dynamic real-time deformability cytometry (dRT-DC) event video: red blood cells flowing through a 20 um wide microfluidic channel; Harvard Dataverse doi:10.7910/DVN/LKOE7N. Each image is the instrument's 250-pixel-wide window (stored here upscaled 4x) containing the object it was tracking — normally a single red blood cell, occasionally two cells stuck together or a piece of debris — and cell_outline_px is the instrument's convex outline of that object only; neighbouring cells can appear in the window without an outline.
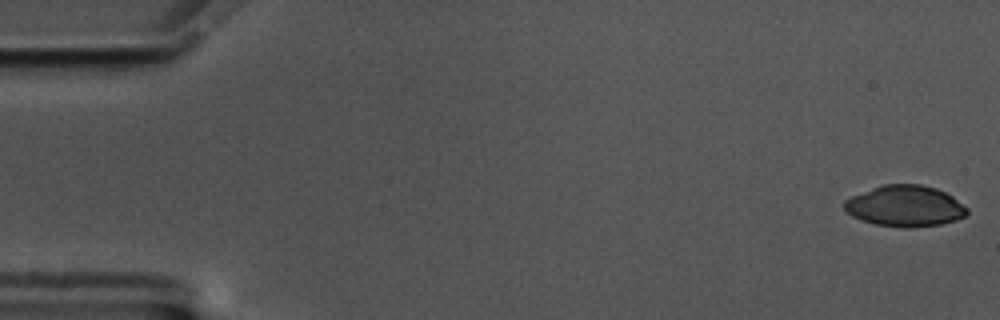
{"species": "common noctule bat (a hibernating species)", "species_latin": "Nyctalus noctula", "temperature_condition": "cold", "stored_images_in_passage": 58, "camera_frame_rate_fps": 3000, "um_per_image_px": 0.085, "animal": {"sex": "male", "body_mass_g": 17.5, "forearm_length_mm": 52.3}, "frame": {"image": 1, "passage_image": 1, "time_ms": 0.0, "image_size_px": [1000, 320], "cell_outline_px": [[968, 212], [964, 216], [956, 220], [940, 224], [912, 228], [904, 228], [876, 224], [852, 216], [844, 208], [844, 200], [852, 196], [880, 184], [920, 184], [936, 188], [952, 196], [968, 208]], "centroid_in_image_um": [76.93, 17.51], "position_along_channel_um": 8.1, "area_um2": 29.36}}
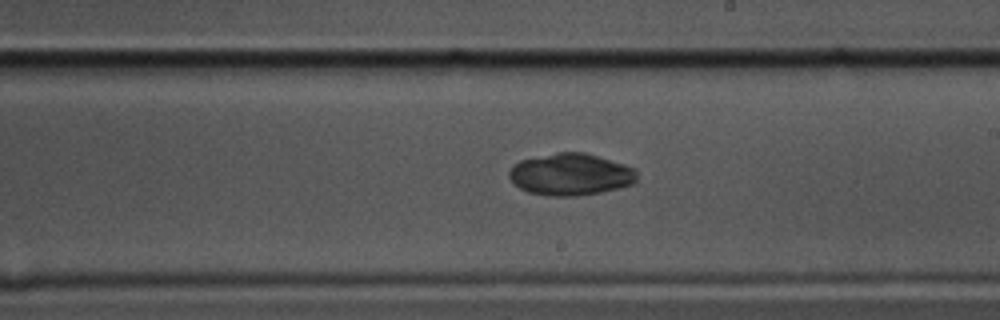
{"frame": {"image": 2, "passage_image": 33, "time_ms": 10.667, "image_size_px": [1000, 320], "cell_outline_px": [[636, 180], [632, 184], [600, 192], [576, 196], [552, 196], [528, 192], [520, 188], [508, 176], [508, 172], [512, 164], [520, 160], [556, 152], [584, 152], [624, 164], [636, 168]], "centroid_in_image_um": [48.48, 14.81], "position_along_channel_um": 240.5, "area_um2": 31.15}}
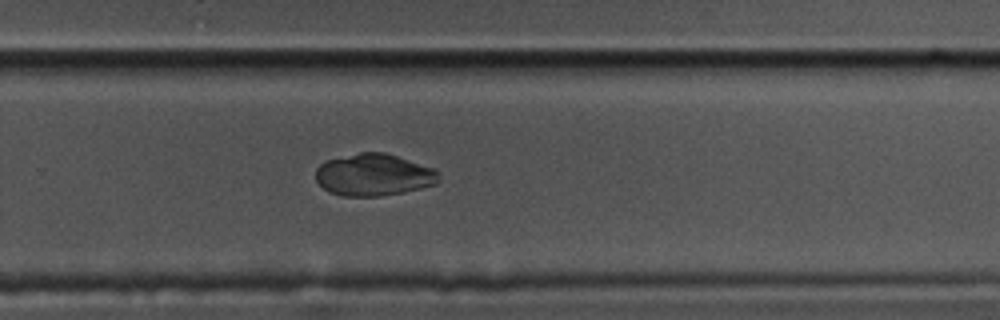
{"frame": {"image": 3, "passage_image": 38, "time_ms": 12.333, "image_size_px": [1000, 320], "cell_outline_px": [[440, 180], [436, 184], [404, 192], [380, 196], [344, 196], [328, 192], [316, 180], [316, 168], [320, 164], [328, 160], [360, 152], [384, 152], [436, 168]], "centroid_in_image_um": [31.79, 14.86], "position_along_channel_um": 298.0, "area_um2": 30.17}}